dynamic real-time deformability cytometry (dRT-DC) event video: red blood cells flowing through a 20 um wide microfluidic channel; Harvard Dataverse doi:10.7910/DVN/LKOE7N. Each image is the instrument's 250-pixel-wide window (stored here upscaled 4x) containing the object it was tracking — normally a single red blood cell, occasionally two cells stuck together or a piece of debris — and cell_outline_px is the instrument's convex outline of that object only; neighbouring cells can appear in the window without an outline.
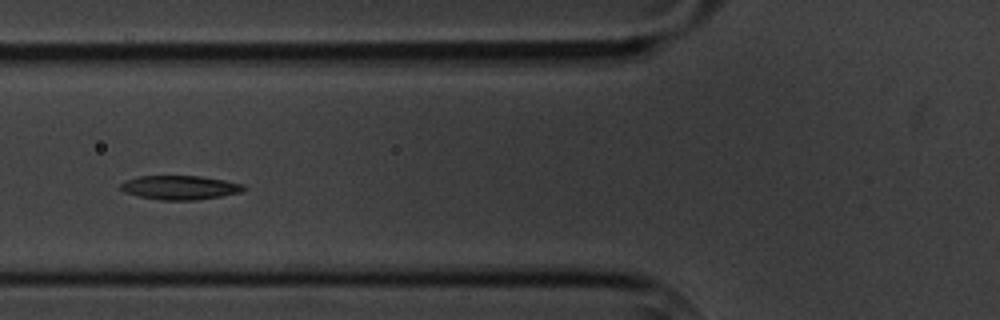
{"species": "common noctule bat (a hibernating species)", "species_latin": "Nyctalus noctula", "temperature_condition": "cold", "stored_images_in_passage": 7, "camera_frame_rate_fps": 3000, "um_per_image_px": 0.085, "animal": {"sex": "male", "body_mass_g": 20.1, "forearm_length_mm": 53.5}, "frame": {"image": 1, "passage_image": 5, "time_ms": 5.0, "image_size_px": [1000, 320], "cell_outline_px": [[244, 188], [240, 192], [220, 196], [196, 200], [160, 200], [140, 196], [124, 192], [120, 188], [120, 184], [124, 180], [136, 176], [200, 176], [224, 180], [244, 184]], "centroid_in_image_um": [15.24, 15.93], "position_along_channel_um": 110.6, "area_um2": 17.17}}
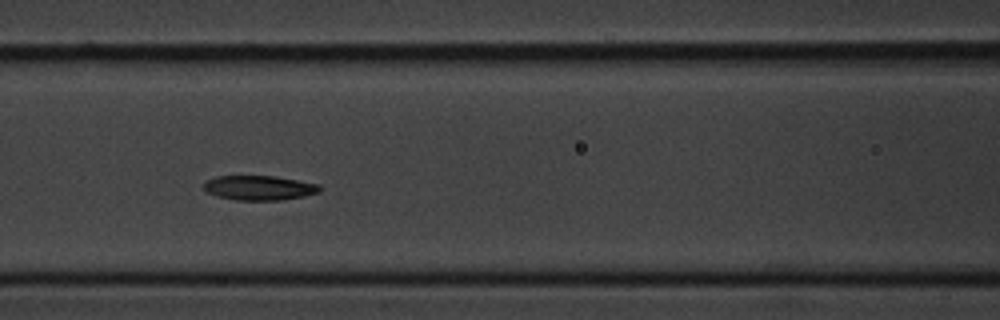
{"frame": {"image": 2, "passage_image": 6, "time_ms": 6.0, "image_size_px": [1000, 320], "cell_outline_px": [[320, 192], [304, 196], [280, 200], [232, 200], [216, 196], [208, 192], [204, 188], [204, 184], [208, 180], [216, 176], [276, 176], [320, 184]], "centroid_in_image_um": [22.05, 15.97], "position_along_channel_um": 144.6, "area_um2": 16.65}}
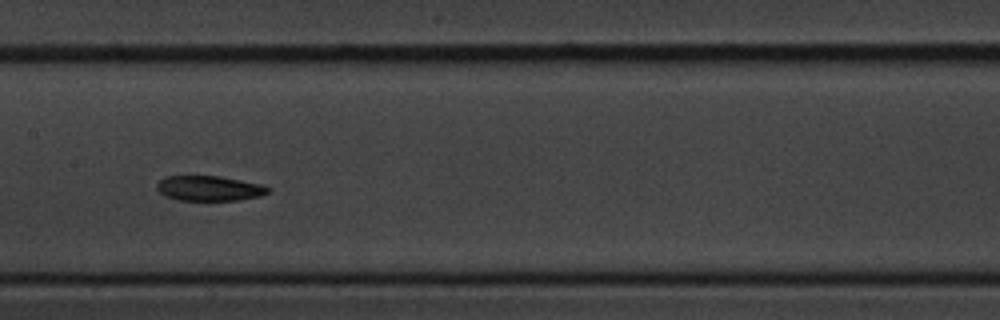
{"frame": {"image": 3, "passage_image": 7, "time_ms": 7.333, "image_size_px": [1000, 320], "cell_outline_px": [[272, 188], [268, 192], [260, 196], [240, 200], [180, 200], [164, 196], [156, 188], [156, 184], [164, 176], [220, 176], [264, 184]], "centroid_in_image_um": [17.81, 16.0], "position_along_channel_um": 189.6, "area_um2": 16.42}}